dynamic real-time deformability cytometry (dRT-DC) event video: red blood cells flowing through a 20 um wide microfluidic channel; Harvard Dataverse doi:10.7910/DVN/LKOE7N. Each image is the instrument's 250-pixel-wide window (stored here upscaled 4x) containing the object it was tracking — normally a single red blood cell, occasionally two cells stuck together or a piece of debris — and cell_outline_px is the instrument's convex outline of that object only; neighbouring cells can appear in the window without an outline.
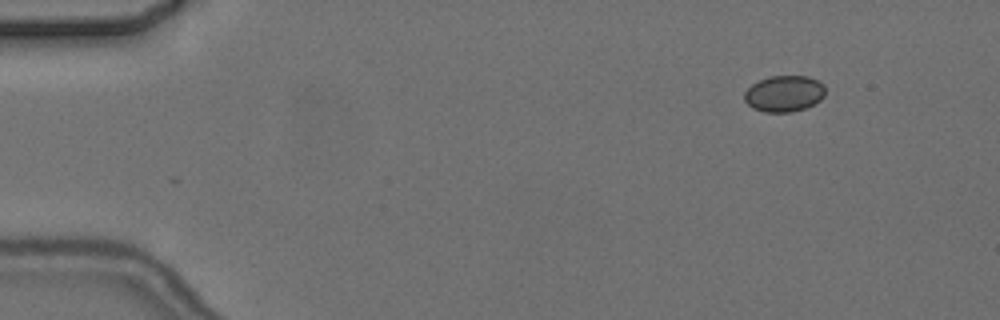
{"species": "common noctule bat (a hibernating species)", "species_latin": "Nyctalus noctula", "temperature_condition": "cold", "stored_images_in_passage": 4, "camera_frame_rate_fps": 3000, "um_per_image_px": 0.085, "animal": {"sex": "female", "body_mass_g": 24.6, "forearm_length_mm": 56.2}, "frame": {"image": 1, "passage_image": 1, "time_ms": 0.0, "image_size_px": [1000, 320], "cell_outline_px": [[824, 96], [820, 100], [804, 108], [792, 112], [764, 112], [752, 108], [744, 100], [744, 92], [752, 84], [768, 76], [808, 76], [824, 84]], "centroid_in_image_um": [66.63, 7.96], "position_along_channel_um": 18.4, "area_um2": 17.05}}
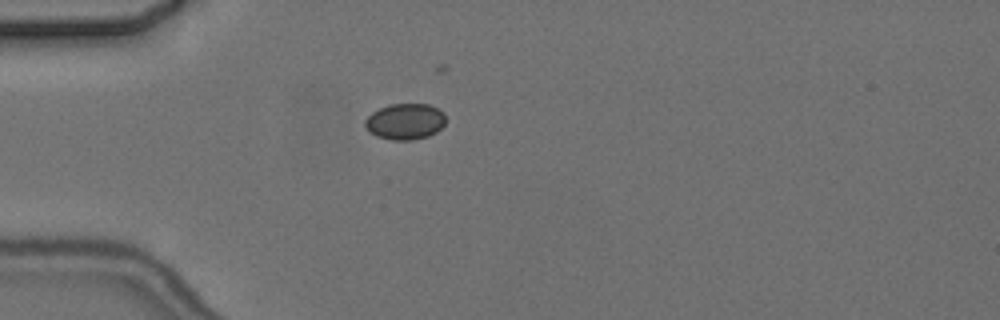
{"frame": {"image": 2, "passage_image": 4, "time_ms": 3.333, "image_size_px": [1000, 320], "cell_outline_px": [[444, 124], [436, 132], [428, 136], [412, 140], [392, 140], [376, 136], [368, 132], [364, 124], [364, 120], [372, 112], [388, 104], [428, 104], [444, 112]], "centroid_in_image_um": [34.4, 10.33], "position_along_channel_um": 50.6, "area_um2": 16.99}}